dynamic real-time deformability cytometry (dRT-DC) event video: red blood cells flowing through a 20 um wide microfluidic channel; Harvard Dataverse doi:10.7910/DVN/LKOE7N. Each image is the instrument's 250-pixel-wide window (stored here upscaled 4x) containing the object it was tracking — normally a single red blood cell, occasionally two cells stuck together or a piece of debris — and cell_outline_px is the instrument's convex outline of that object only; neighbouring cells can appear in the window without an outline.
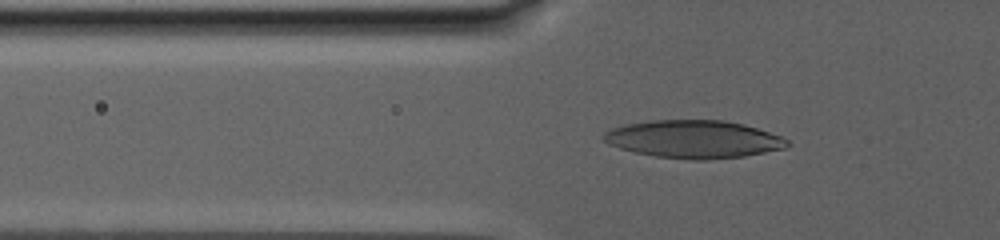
{"species": "human", "species_latin": "Homo sapiens", "temperature_condition": "warm", "stored_images_in_passage": 19, "camera_frame_rate_fps": 3000, "um_per_image_px": 0.085, "donor": {"sex": "male"}, "frame": {"image": 1, "passage_image": 16, "time_ms": 10.333, "image_size_px": [1000, 240], "cell_outline_px": [[792, 144], [788, 148], [744, 156], [704, 160], [692, 160], [656, 156], [636, 152], [620, 148], [608, 144], [600, 136], [604, 132], [612, 128], [628, 124], [652, 120], [724, 120], [744, 124], [784, 136]], "centroid_in_image_um": [59.03, 11.83], "position_along_channel_um": 66.8, "area_um2": 40.69}}
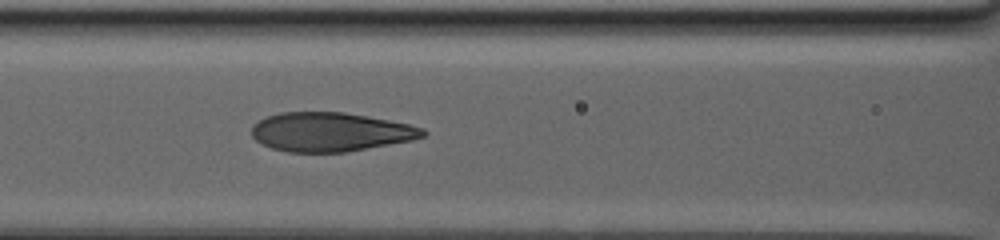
{"frame": {"image": 2, "passage_image": 19, "time_ms": 13.333, "image_size_px": [1000, 240], "cell_outline_px": [[428, 132], [424, 136], [412, 140], [344, 152], [288, 152], [272, 148], [256, 140], [252, 136], [252, 124], [268, 116], [280, 112], [344, 112], [368, 116], [408, 124], [424, 128]], "centroid_in_image_um": [28.08, 11.21], "position_along_channel_um": 138.5, "area_um2": 38.73}}